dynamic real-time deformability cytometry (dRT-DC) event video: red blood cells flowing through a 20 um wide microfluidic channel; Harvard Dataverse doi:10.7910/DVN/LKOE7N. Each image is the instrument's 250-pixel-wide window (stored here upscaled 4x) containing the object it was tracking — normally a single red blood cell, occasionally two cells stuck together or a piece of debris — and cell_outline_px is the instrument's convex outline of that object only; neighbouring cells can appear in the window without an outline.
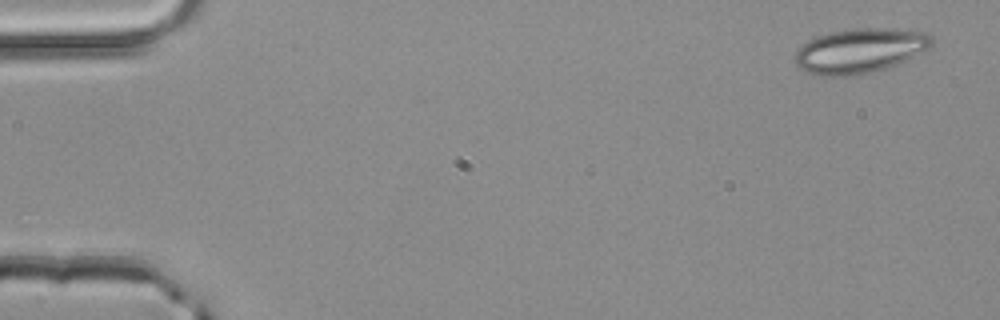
{"species": "common noctule bat (a hibernating species)", "species_latin": "Nyctalus noctula", "temperature_condition": "room temperature", "stored_images_in_passage": 4, "camera_frame_rate_fps": 3000, "um_per_image_px": 0.085, "animal": {"sex": "male", "body_mass_g": 20.4}, "frame": {"image": 1, "passage_image": 1, "time_ms": 0.0, "image_size_px": [1000, 320], "cell_outline_px": [[932, 44], [928, 48], [896, 64], [872, 72], [852, 76], [820, 76], [808, 72], [800, 68], [796, 64], [796, 52], [808, 40], [832, 32], [856, 28], [880, 28], [928, 32], [932, 36]], "centroid_in_image_um": [73.09, 4.32], "position_along_channel_um": 11.9, "area_um2": 35.03}}